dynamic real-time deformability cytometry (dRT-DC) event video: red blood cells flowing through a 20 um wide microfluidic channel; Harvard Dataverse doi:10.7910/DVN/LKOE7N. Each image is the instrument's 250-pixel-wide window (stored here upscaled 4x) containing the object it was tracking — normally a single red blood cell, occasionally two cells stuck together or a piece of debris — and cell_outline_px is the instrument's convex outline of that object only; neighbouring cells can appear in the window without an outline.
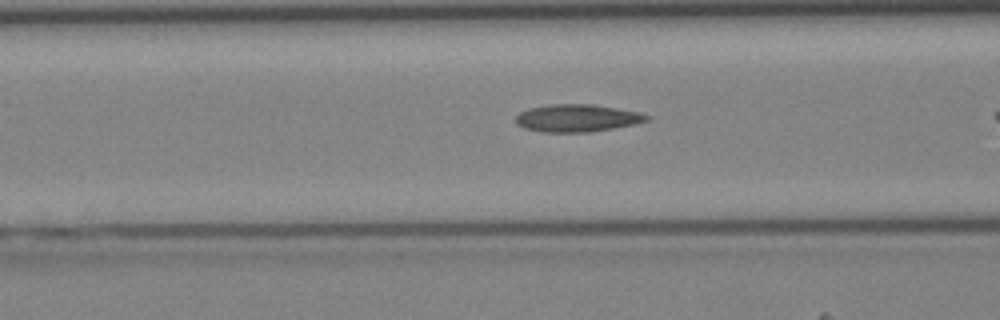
{"species": "Egyptian fruit bat (a non-hibernating species)", "species_latin": "Rousettus aegyptiacus", "temperature_condition": "cold", "stored_images_in_passage": 21, "camera_frame_rate_fps": 3000, "um_per_image_px": 0.085, "animal": {"sex": "female"}, "frame": {"image": 1, "passage_image": 4, "time_ms": 1.0, "image_size_px": [1000, 320], "cell_outline_px": [[652, 116], [648, 120], [636, 124], [588, 132], [540, 132], [524, 128], [516, 124], [516, 116], [520, 112], [528, 108], [548, 104], [592, 104], [640, 112]], "centroid_in_image_um": [49.05, 10.03], "position_along_channel_um": 117.6, "area_um2": 21.1}}
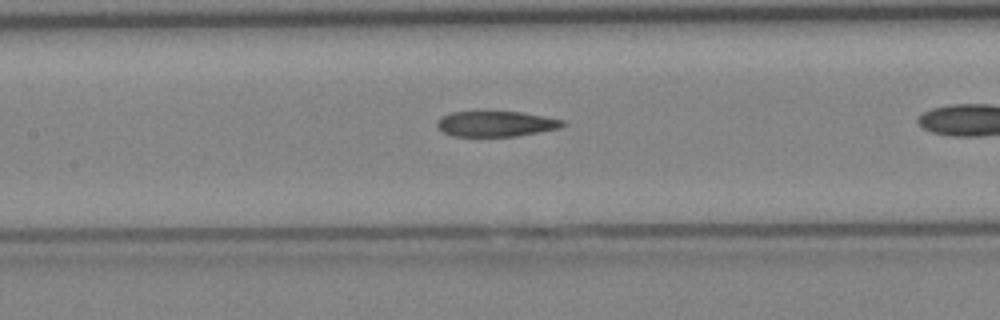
{"frame": {"image": 2, "passage_image": 7, "time_ms": 2.0, "image_size_px": [1000, 320], "cell_outline_px": [[568, 124], [560, 128], [516, 136], [452, 136], [444, 132], [436, 124], [436, 120], [440, 116], [452, 112], [520, 112], [564, 120]], "centroid_in_image_um": [42.15, 10.52], "position_along_channel_um": 165.2, "area_um2": 18.55}}
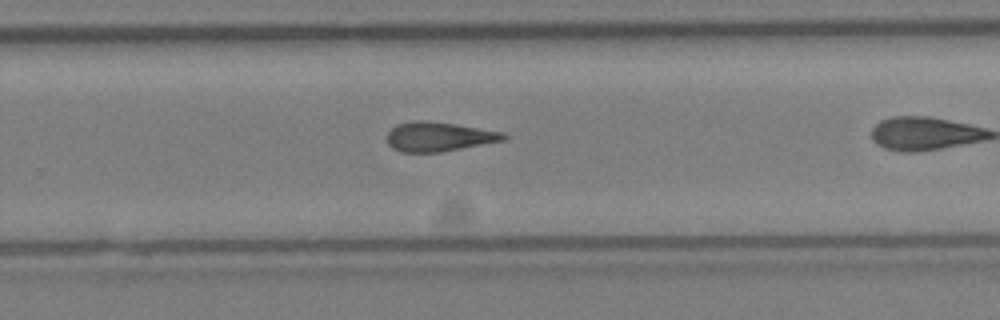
{"frame": {"image": 3, "passage_image": 15, "time_ms": 4.667, "image_size_px": [1000, 320], "cell_outline_px": [[508, 136], [504, 140], [440, 152], [404, 152], [392, 148], [388, 144], [388, 132], [396, 124], [412, 120], [424, 120], [456, 124], [504, 132]], "centroid_in_image_um": [37.29, 11.6], "position_along_channel_um": 292.5, "area_um2": 19.88}}